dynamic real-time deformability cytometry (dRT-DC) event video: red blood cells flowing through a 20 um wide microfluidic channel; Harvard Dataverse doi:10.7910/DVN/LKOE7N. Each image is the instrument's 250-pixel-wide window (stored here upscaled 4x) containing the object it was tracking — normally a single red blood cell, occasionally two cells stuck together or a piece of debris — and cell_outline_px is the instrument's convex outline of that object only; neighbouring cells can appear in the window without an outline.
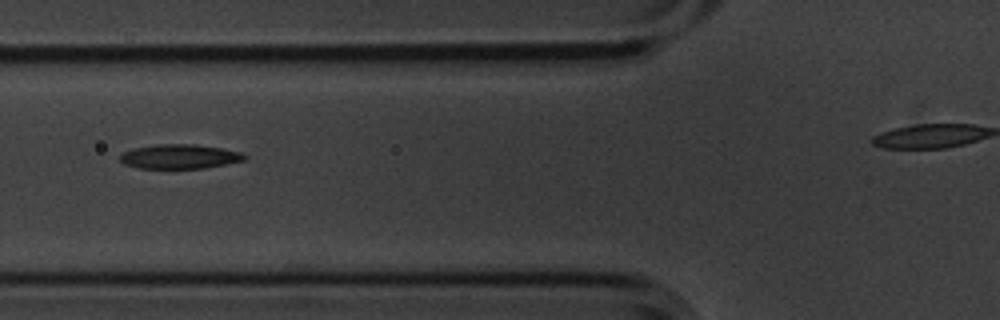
{"species": "common noctule bat (a hibernating species)", "species_latin": "Nyctalus noctula", "temperature_condition": "cold", "stored_images_in_passage": 11, "camera_frame_rate_fps": 3000, "um_per_image_px": 0.085, "animal": {"sex": "male", "body_mass_g": 20.1, "forearm_length_mm": 53.5}, "frame": {"image": 1, "passage_image": 4, "time_ms": 1.0, "image_size_px": [1000, 320], "cell_outline_px": [[248, 156], [244, 160], [204, 168], [140, 168], [124, 164], [120, 160], [120, 156], [124, 152], [132, 148], [156, 144], [196, 144], [220, 148], [240, 152]], "centroid_in_image_um": [15.25, 13.3], "position_along_channel_um": 110.6, "area_um2": 17.57}}
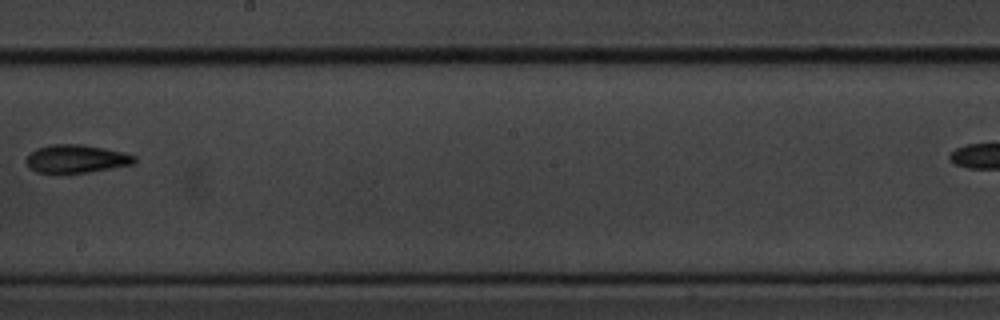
{"frame": {"image": 2, "passage_image": 7, "time_ms": 2.0, "image_size_px": [1000, 320], "cell_outline_px": [[136, 164], [64, 176], [36, 172], [28, 168], [24, 160], [28, 152], [36, 148], [52, 144], [84, 144], [124, 152], [136, 156]], "centroid_in_image_um": [6.41, 13.53], "position_along_channel_um": 241.8, "area_um2": 18.73}}
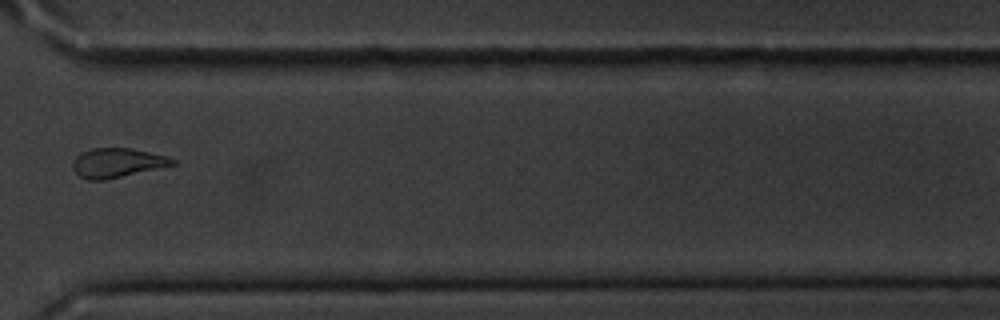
{"frame": {"image": 3, "passage_image": 10, "time_ms": 3.0, "image_size_px": [1000, 320], "cell_outline_px": [[176, 164], [108, 180], [88, 180], [80, 176], [72, 168], [72, 164], [76, 156], [80, 152], [92, 148], [132, 148], [168, 156], [176, 160]], "centroid_in_image_um": [9.96, 13.84], "position_along_channel_um": 360.6, "area_um2": 17.22}}